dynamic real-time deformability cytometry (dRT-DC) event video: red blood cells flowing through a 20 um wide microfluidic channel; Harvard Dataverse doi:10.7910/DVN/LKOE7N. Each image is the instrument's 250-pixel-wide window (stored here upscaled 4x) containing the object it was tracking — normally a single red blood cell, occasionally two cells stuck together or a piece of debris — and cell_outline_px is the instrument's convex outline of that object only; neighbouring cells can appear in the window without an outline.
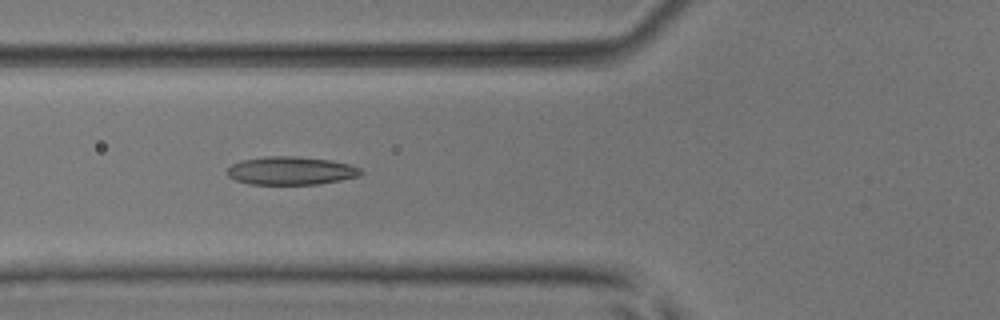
{"species": "common noctule bat (a hibernating species)", "species_latin": "Nyctalus noctula", "temperature_condition": "room temperature", "stored_images_in_passage": 5, "camera_frame_rate_fps": 3000, "um_per_image_px": 0.085, "animal": {"sex": "male", "body_mass_g": 17.9, "forearm_length_mm": 54.2}, "frame": {"image": 1, "passage_image": 3, "time_ms": 2.333, "image_size_px": [1000, 320], "cell_outline_px": [[364, 172], [360, 176], [320, 184], [248, 184], [236, 180], [228, 176], [228, 168], [232, 164], [240, 160], [264, 156], [296, 156], [332, 160], [348, 164], [360, 168]], "centroid_in_image_um": [24.74, 14.5], "position_along_channel_um": 101.1, "area_um2": 22.08}}
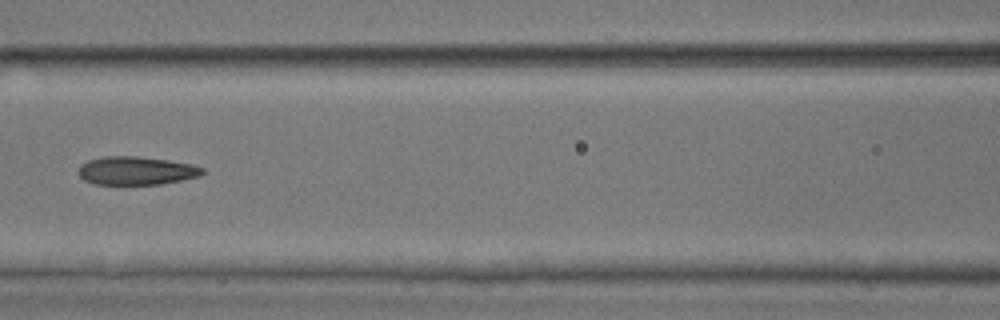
{"frame": {"image": 2, "passage_image": 4, "time_ms": 3.667, "image_size_px": [1000, 320], "cell_outline_px": [[204, 172], [200, 176], [160, 184], [92, 184], [84, 180], [80, 176], [80, 164], [88, 160], [104, 156], [136, 156], [168, 160], [192, 164], [204, 168]], "centroid_in_image_um": [11.58, 14.5], "position_along_channel_um": 155.0, "area_um2": 20.4}}
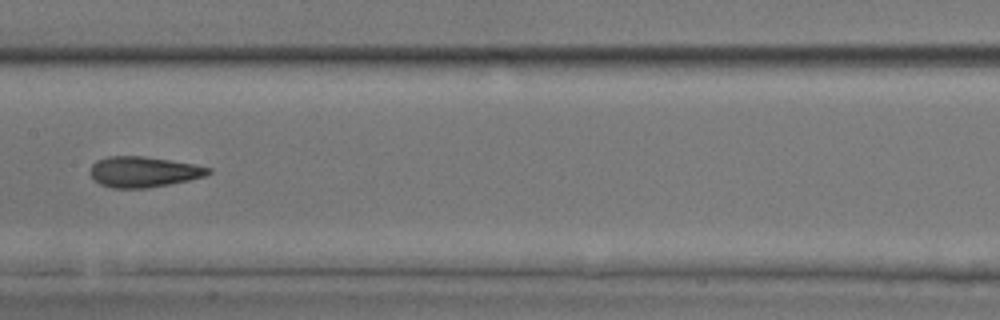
{"frame": {"image": 3, "passage_image": 5, "time_ms": 4.667, "image_size_px": [1000, 320], "cell_outline_px": [[212, 172], [204, 176], [188, 180], [148, 188], [112, 188], [100, 184], [88, 172], [92, 164], [96, 160], [108, 156], [144, 156], [196, 164], [212, 168]], "centroid_in_image_um": [12.19, 14.6], "position_along_channel_um": 195.2, "area_um2": 21.15}}